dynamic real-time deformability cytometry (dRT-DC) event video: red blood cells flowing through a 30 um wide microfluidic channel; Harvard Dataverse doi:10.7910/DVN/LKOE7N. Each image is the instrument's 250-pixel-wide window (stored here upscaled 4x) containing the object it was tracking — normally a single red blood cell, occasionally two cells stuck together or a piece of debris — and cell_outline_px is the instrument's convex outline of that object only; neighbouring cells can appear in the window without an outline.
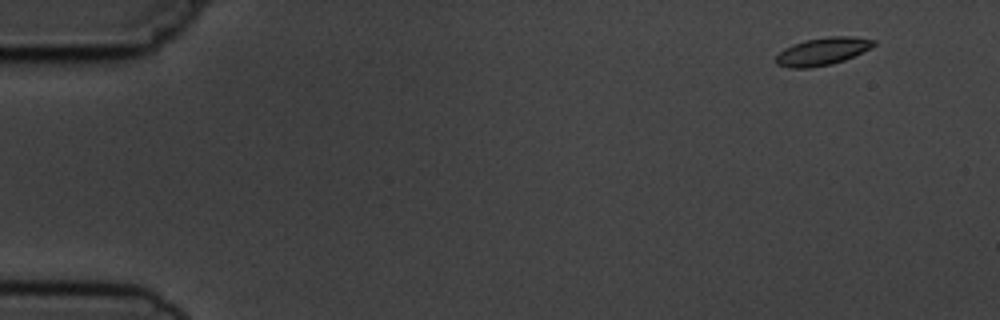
{"species": "common noctule bat (a hibernating species)", "species_latin": "Nyctalus noctula", "temperature_condition": "cold", "stored_images_in_passage": 4, "camera_frame_rate_fps": 3000, "um_per_image_px": 0.085, "animal": {"sex": "male", "body_mass_g": 19.5, "forearm_length_mm": 54.6}, "frame": {"image": 1, "passage_image": 1, "time_ms": 0.0, "image_size_px": [1000, 320], "cell_outline_px": [[876, 44], [844, 60], [832, 64], [808, 68], [788, 68], [776, 64], [776, 56], [784, 48], [792, 44], [804, 40], [828, 36], [852, 36], [876, 40]], "centroid_in_image_um": [69.87, 4.36], "position_along_channel_um": 15.1, "area_um2": 15.66}}